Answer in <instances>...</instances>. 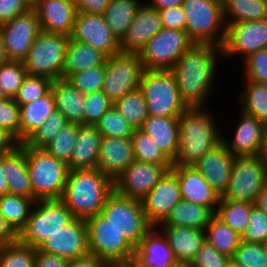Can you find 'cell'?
I'll return each mask as SVG.
<instances>
[{"instance_id": "obj_53", "label": "cell", "mask_w": 267, "mask_h": 267, "mask_svg": "<svg viewBox=\"0 0 267 267\" xmlns=\"http://www.w3.org/2000/svg\"><path fill=\"white\" fill-rule=\"evenodd\" d=\"M241 240L260 244L267 241V215L255 206L251 209L248 224L241 235Z\"/></svg>"}, {"instance_id": "obj_55", "label": "cell", "mask_w": 267, "mask_h": 267, "mask_svg": "<svg viewBox=\"0 0 267 267\" xmlns=\"http://www.w3.org/2000/svg\"><path fill=\"white\" fill-rule=\"evenodd\" d=\"M191 263L193 267H228L231 264L230 257L218 252L207 240Z\"/></svg>"}, {"instance_id": "obj_27", "label": "cell", "mask_w": 267, "mask_h": 267, "mask_svg": "<svg viewBox=\"0 0 267 267\" xmlns=\"http://www.w3.org/2000/svg\"><path fill=\"white\" fill-rule=\"evenodd\" d=\"M3 172L8 184V193L37 201L32 192L24 143H20L14 152L3 155Z\"/></svg>"}, {"instance_id": "obj_59", "label": "cell", "mask_w": 267, "mask_h": 267, "mask_svg": "<svg viewBox=\"0 0 267 267\" xmlns=\"http://www.w3.org/2000/svg\"><path fill=\"white\" fill-rule=\"evenodd\" d=\"M111 0H75L77 13L103 14Z\"/></svg>"}, {"instance_id": "obj_13", "label": "cell", "mask_w": 267, "mask_h": 267, "mask_svg": "<svg viewBox=\"0 0 267 267\" xmlns=\"http://www.w3.org/2000/svg\"><path fill=\"white\" fill-rule=\"evenodd\" d=\"M144 71L138 54L119 53L106 60L103 92L114 103L140 86Z\"/></svg>"}, {"instance_id": "obj_4", "label": "cell", "mask_w": 267, "mask_h": 267, "mask_svg": "<svg viewBox=\"0 0 267 267\" xmlns=\"http://www.w3.org/2000/svg\"><path fill=\"white\" fill-rule=\"evenodd\" d=\"M186 32L193 43L223 47L227 26L221 0H184Z\"/></svg>"}, {"instance_id": "obj_50", "label": "cell", "mask_w": 267, "mask_h": 267, "mask_svg": "<svg viewBox=\"0 0 267 267\" xmlns=\"http://www.w3.org/2000/svg\"><path fill=\"white\" fill-rule=\"evenodd\" d=\"M27 71L21 61H9L0 66V86L8 98H14Z\"/></svg>"}, {"instance_id": "obj_66", "label": "cell", "mask_w": 267, "mask_h": 267, "mask_svg": "<svg viewBox=\"0 0 267 267\" xmlns=\"http://www.w3.org/2000/svg\"><path fill=\"white\" fill-rule=\"evenodd\" d=\"M258 156L261 158V160L266 164L267 166V126L264 132V137L262 140V145L260 148V152Z\"/></svg>"}, {"instance_id": "obj_25", "label": "cell", "mask_w": 267, "mask_h": 267, "mask_svg": "<svg viewBox=\"0 0 267 267\" xmlns=\"http://www.w3.org/2000/svg\"><path fill=\"white\" fill-rule=\"evenodd\" d=\"M135 161L131 138L102 137L97 168L115 180Z\"/></svg>"}, {"instance_id": "obj_51", "label": "cell", "mask_w": 267, "mask_h": 267, "mask_svg": "<svg viewBox=\"0 0 267 267\" xmlns=\"http://www.w3.org/2000/svg\"><path fill=\"white\" fill-rule=\"evenodd\" d=\"M243 80H252L267 85V48L261 49L239 63ZM243 66V67H242Z\"/></svg>"}, {"instance_id": "obj_39", "label": "cell", "mask_w": 267, "mask_h": 267, "mask_svg": "<svg viewBox=\"0 0 267 267\" xmlns=\"http://www.w3.org/2000/svg\"><path fill=\"white\" fill-rule=\"evenodd\" d=\"M206 240L220 253L232 257L239 247L241 235L233 231L216 215L205 229Z\"/></svg>"}, {"instance_id": "obj_52", "label": "cell", "mask_w": 267, "mask_h": 267, "mask_svg": "<svg viewBox=\"0 0 267 267\" xmlns=\"http://www.w3.org/2000/svg\"><path fill=\"white\" fill-rule=\"evenodd\" d=\"M113 102L103 91H95L85 95L84 125H95Z\"/></svg>"}, {"instance_id": "obj_16", "label": "cell", "mask_w": 267, "mask_h": 267, "mask_svg": "<svg viewBox=\"0 0 267 267\" xmlns=\"http://www.w3.org/2000/svg\"><path fill=\"white\" fill-rule=\"evenodd\" d=\"M70 39L89 44L108 57L121 53L120 41L102 14L77 13Z\"/></svg>"}, {"instance_id": "obj_37", "label": "cell", "mask_w": 267, "mask_h": 267, "mask_svg": "<svg viewBox=\"0 0 267 267\" xmlns=\"http://www.w3.org/2000/svg\"><path fill=\"white\" fill-rule=\"evenodd\" d=\"M224 19L233 23L267 19V0H222Z\"/></svg>"}, {"instance_id": "obj_49", "label": "cell", "mask_w": 267, "mask_h": 267, "mask_svg": "<svg viewBox=\"0 0 267 267\" xmlns=\"http://www.w3.org/2000/svg\"><path fill=\"white\" fill-rule=\"evenodd\" d=\"M105 65L71 74L66 80L84 95L103 90Z\"/></svg>"}, {"instance_id": "obj_14", "label": "cell", "mask_w": 267, "mask_h": 267, "mask_svg": "<svg viewBox=\"0 0 267 267\" xmlns=\"http://www.w3.org/2000/svg\"><path fill=\"white\" fill-rule=\"evenodd\" d=\"M267 48V19L233 23L227 27L223 59L237 56L241 62L250 54Z\"/></svg>"}, {"instance_id": "obj_10", "label": "cell", "mask_w": 267, "mask_h": 267, "mask_svg": "<svg viewBox=\"0 0 267 267\" xmlns=\"http://www.w3.org/2000/svg\"><path fill=\"white\" fill-rule=\"evenodd\" d=\"M101 214L134 248L153 227L146 218L141 200L121 196L115 191L108 197Z\"/></svg>"}, {"instance_id": "obj_28", "label": "cell", "mask_w": 267, "mask_h": 267, "mask_svg": "<svg viewBox=\"0 0 267 267\" xmlns=\"http://www.w3.org/2000/svg\"><path fill=\"white\" fill-rule=\"evenodd\" d=\"M102 135L95 125H78V135L68 163L69 170L97 168Z\"/></svg>"}, {"instance_id": "obj_17", "label": "cell", "mask_w": 267, "mask_h": 267, "mask_svg": "<svg viewBox=\"0 0 267 267\" xmlns=\"http://www.w3.org/2000/svg\"><path fill=\"white\" fill-rule=\"evenodd\" d=\"M166 171L163 165L133 161L114 180V191L121 196L141 200Z\"/></svg>"}, {"instance_id": "obj_22", "label": "cell", "mask_w": 267, "mask_h": 267, "mask_svg": "<svg viewBox=\"0 0 267 267\" xmlns=\"http://www.w3.org/2000/svg\"><path fill=\"white\" fill-rule=\"evenodd\" d=\"M235 157L221 142L205 153L193 166L210 186L222 196L230 182Z\"/></svg>"}, {"instance_id": "obj_34", "label": "cell", "mask_w": 267, "mask_h": 267, "mask_svg": "<svg viewBox=\"0 0 267 267\" xmlns=\"http://www.w3.org/2000/svg\"><path fill=\"white\" fill-rule=\"evenodd\" d=\"M20 107V143H23L56 109L51 90L43 97Z\"/></svg>"}, {"instance_id": "obj_58", "label": "cell", "mask_w": 267, "mask_h": 267, "mask_svg": "<svg viewBox=\"0 0 267 267\" xmlns=\"http://www.w3.org/2000/svg\"><path fill=\"white\" fill-rule=\"evenodd\" d=\"M69 260L35 249L34 267H68Z\"/></svg>"}, {"instance_id": "obj_72", "label": "cell", "mask_w": 267, "mask_h": 267, "mask_svg": "<svg viewBox=\"0 0 267 267\" xmlns=\"http://www.w3.org/2000/svg\"><path fill=\"white\" fill-rule=\"evenodd\" d=\"M264 248H265V251H266V254H267V241L264 243Z\"/></svg>"}, {"instance_id": "obj_43", "label": "cell", "mask_w": 267, "mask_h": 267, "mask_svg": "<svg viewBox=\"0 0 267 267\" xmlns=\"http://www.w3.org/2000/svg\"><path fill=\"white\" fill-rule=\"evenodd\" d=\"M68 124L65 116L55 109L23 143L27 147L44 149Z\"/></svg>"}, {"instance_id": "obj_44", "label": "cell", "mask_w": 267, "mask_h": 267, "mask_svg": "<svg viewBox=\"0 0 267 267\" xmlns=\"http://www.w3.org/2000/svg\"><path fill=\"white\" fill-rule=\"evenodd\" d=\"M102 137L131 138L134 128L112 105L95 124Z\"/></svg>"}, {"instance_id": "obj_20", "label": "cell", "mask_w": 267, "mask_h": 267, "mask_svg": "<svg viewBox=\"0 0 267 267\" xmlns=\"http://www.w3.org/2000/svg\"><path fill=\"white\" fill-rule=\"evenodd\" d=\"M38 249L68 260L90 254L86 220L74 218L69 224L46 240Z\"/></svg>"}, {"instance_id": "obj_21", "label": "cell", "mask_w": 267, "mask_h": 267, "mask_svg": "<svg viewBox=\"0 0 267 267\" xmlns=\"http://www.w3.org/2000/svg\"><path fill=\"white\" fill-rule=\"evenodd\" d=\"M162 28L158 9L144 0L136 12L127 34L120 41L121 52L139 54L148 40Z\"/></svg>"}, {"instance_id": "obj_6", "label": "cell", "mask_w": 267, "mask_h": 267, "mask_svg": "<svg viewBox=\"0 0 267 267\" xmlns=\"http://www.w3.org/2000/svg\"><path fill=\"white\" fill-rule=\"evenodd\" d=\"M88 247L91 255L108 267H128L135 256V248L101 213L86 219Z\"/></svg>"}, {"instance_id": "obj_67", "label": "cell", "mask_w": 267, "mask_h": 267, "mask_svg": "<svg viewBox=\"0 0 267 267\" xmlns=\"http://www.w3.org/2000/svg\"><path fill=\"white\" fill-rule=\"evenodd\" d=\"M9 58L5 49V46L3 44L2 38L0 37V66L9 62Z\"/></svg>"}, {"instance_id": "obj_35", "label": "cell", "mask_w": 267, "mask_h": 267, "mask_svg": "<svg viewBox=\"0 0 267 267\" xmlns=\"http://www.w3.org/2000/svg\"><path fill=\"white\" fill-rule=\"evenodd\" d=\"M143 0H111L102 14L112 33L121 41L127 34Z\"/></svg>"}, {"instance_id": "obj_18", "label": "cell", "mask_w": 267, "mask_h": 267, "mask_svg": "<svg viewBox=\"0 0 267 267\" xmlns=\"http://www.w3.org/2000/svg\"><path fill=\"white\" fill-rule=\"evenodd\" d=\"M181 199V190L176 174L171 169L167 170L152 190L141 199L148 222L153 227H157Z\"/></svg>"}, {"instance_id": "obj_56", "label": "cell", "mask_w": 267, "mask_h": 267, "mask_svg": "<svg viewBox=\"0 0 267 267\" xmlns=\"http://www.w3.org/2000/svg\"><path fill=\"white\" fill-rule=\"evenodd\" d=\"M162 27L186 31V15L182 6H175L158 10Z\"/></svg>"}, {"instance_id": "obj_29", "label": "cell", "mask_w": 267, "mask_h": 267, "mask_svg": "<svg viewBox=\"0 0 267 267\" xmlns=\"http://www.w3.org/2000/svg\"><path fill=\"white\" fill-rule=\"evenodd\" d=\"M156 261L177 263L166 237L157 227H152L135 248L129 266H152Z\"/></svg>"}, {"instance_id": "obj_64", "label": "cell", "mask_w": 267, "mask_h": 267, "mask_svg": "<svg viewBox=\"0 0 267 267\" xmlns=\"http://www.w3.org/2000/svg\"><path fill=\"white\" fill-rule=\"evenodd\" d=\"M254 206L267 215V184L256 197Z\"/></svg>"}, {"instance_id": "obj_8", "label": "cell", "mask_w": 267, "mask_h": 267, "mask_svg": "<svg viewBox=\"0 0 267 267\" xmlns=\"http://www.w3.org/2000/svg\"><path fill=\"white\" fill-rule=\"evenodd\" d=\"M73 219L71 211L60 199L37 200L25 227L18 233V241L38 249Z\"/></svg>"}, {"instance_id": "obj_45", "label": "cell", "mask_w": 267, "mask_h": 267, "mask_svg": "<svg viewBox=\"0 0 267 267\" xmlns=\"http://www.w3.org/2000/svg\"><path fill=\"white\" fill-rule=\"evenodd\" d=\"M230 262L233 267H267L264 244L241 240Z\"/></svg>"}, {"instance_id": "obj_42", "label": "cell", "mask_w": 267, "mask_h": 267, "mask_svg": "<svg viewBox=\"0 0 267 267\" xmlns=\"http://www.w3.org/2000/svg\"><path fill=\"white\" fill-rule=\"evenodd\" d=\"M131 139L135 161L163 165L167 170L172 168L173 162L153 143L150 136L141 129L134 130Z\"/></svg>"}, {"instance_id": "obj_32", "label": "cell", "mask_w": 267, "mask_h": 267, "mask_svg": "<svg viewBox=\"0 0 267 267\" xmlns=\"http://www.w3.org/2000/svg\"><path fill=\"white\" fill-rule=\"evenodd\" d=\"M108 56L89 44L71 40L68 43L62 78L67 79L71 74L106 65Z\"/></svg>"}, {"instance_id": "obj_65", "label": "cell", "mask_w": 267, "mask_h": 267, "mask_svg": "<svg viewBox=\"0 0 267 267\" xmlns=\"http://www.w3.org/2000/svg\"><path fill=\"white\" fill-rule=\"evenodd\" d=\"M8 193V184L3 172V155H0V196Z\"/></svg>"}, {"instance_id": "obj_11", "label": "cell", "mask_w": 267, "mask_h": 267, "mask_svg": "<svg viewBox=\"0 0 267 267\" xmlns=\"http://www.w3.org/2000/svg\"><path fill=\"white\" fill-rule=\"evenodd\" d=\"M267 184V166L257 156H236L227 190L221 198L254 204Z\"/></svg>"}, {"instance_id": "obj_23", "label": "cell", "mask_w": 267, "mask_h": 267, "mask_svg": "<svg viewBox=\"0 0 267 267\" xmlns=\"http://www.w3.org/2000/svg\"><path fill=\"white\" fill-rule=\"evenodd\" d=\"M171 170L176 174L183 200L210 207L216 212L221 196L194 166H172Z\"/></svg>"}, {"instance_id": "obj_3", "label": "cell", "mask_w": 267, "mask_h": 267, "mask_svg": "<svg viewBox=\"0 0 267 267\" xmlns=\"http://www.w3.org/2000/svg\"><path fill=\"white\" fill-rule=\"evenodd\" d=\"M114 192V180L98 168L69 170L61 201L74 218L86 220L101 213Z\"/></svg>"}, {"instance_id": "obj_71", "label": "cell", "mask_w": 267, "mask_h": 267, "mask_svg": "<svg viewBox=\"0 0 267 267\" xmlns=\"http://www.w3.org/2000/svg\"><path fill=\"white\" fill-rule=\"evenodd\" d=\"M8 97L4 93L3 89L0 86V101L7 99Z\"/></svg>"}, {"instance_id": "obj_26", "label": "cell", "mask_w": 267, "mask_h": 267, "mask_svg": "<svg viewBox=\"0 0 267 267\" xmlns=\"http://www.w3.org/2000/svg\"><path fill=\"white\" fill-rule=\"evenodd\" d=\"M170 244L177 262L191 263L206 240L205 230L184 226L158 225Z\"/></svg>"}, {"instance_id": "obj_15", "label": "cell", "mask_w": 267, "mask_h": 267, "mask_svg": "<svg viewBox=\"0 0 267 267\" xmlns=\"http://www.w3.org/2000/svg\"><path fill=\"white\" fill-rule=\"evenodd\" d=\"M40 31V22L34 9L0 25V37L9 60L22 61Z\"/></svg>"}, {"instance_id": "obj_41", "label": "cell", "mask_w": 267, "mask_h": 267, "mask_svg": "<svg viewBox=\"0 0 267 267\" xmlns=\"http://www.w3.org/2000/svg\"><path fill=\"white\" fill-rule=\"evenodd\" d=\"M113 105L135 130L141 129L148 118L146 100L139 88L126 93Z\"/></svg>"}, {"instance_id": "obj_2", "label": "cell", "mask_w": 267, "mask_h": 267, "mask_svg": "<svg viewBox=\"0 0 267 267\" xmlns=\"http://www.w3.org/2000/svg\"><path fill=\"white\" fill-rule=\"evenodd\" d=\"M211 108H188L179 117L178 146L173 166H193L205 153L222 142L225 130L220 127L219 119H215L218 114Z\"/></svg>"}, {"instance_id": "obj_38", "label": "cell", "mask_w": 267, "mask_h": 267, "mask_svg": "<svg viewBox=\"0 0 267 267\" xmlns=\"http://www.w3.org/2000/svg\"><path fill=\"white\" fill-rule=\"evenodd\" d=\"M34 204L31 198L7 193L0 196V214L18 234L25 227Z\"/></svg>"}, {"instance_id": "obj_9", "label": "cell", "mask_w": 267, "mask_h": 267, "mask_svg": "<svg viewBox=\"0 0 267 267\" xmlns=\"http://www.w3.org/2000/svg\"><path fill=\"white\" fill-rule=\"evenodd\" d=\"M70 36L40 31L21 61L28 75L62 78Z\"/></svg>"}, {"instance_id": "obj_12", "label": "cell", "mask_w": 267, "mask_h": 267, "mask_svg": "<svg viewBox=\"0 0 267 267\" xmlns=\"http://www.w3.org/2000/svg\"><path fill=\"white\" fill-rule=\"evenodd\" d=\"M192 44L186 31L162 28L138 55L144 69L170 71Z\"/></svg>"}, {"instance_id": "obj_24", "label": "cell", "mask_w": 267, "mask_h": 267, "mask_svg": "<svg viewBox=\"0 0 267 267\" xmlns=\"http://www.w3.org/2000/svg\"><path fill=\"white\" fill-rule=\"evenodd\" d=\"M41 30L70 36L77 15L75 0H41L34 8Z\"/></svg>"}, {"instance_id": "obj_31", "label": "cell", "mask_w": 267, "mask_h": 267, "mask_svg": "<svg viewBox=\"0 0 267 267\" xmlns=\"http://www.w3.org/2000/svg\"><path fill=\"white\" fill-rule=\"evenodd\" d=\"M141 130L150 136L153 143H155L171 161L175 159L179 137V117L148 115Z\"/></svg>"}, {"instance_id": "obj_70", "label": "cell", "mask_w": 267, "mask_h": 267, "mask_svg": "<svg viewBox=\"0 0 267 267\" xmlns=\"http://www.w3.org/2000/svg\"><path fill=\"white\" fill-rule=\"evenodd\" d=\"M171 267H193L192 263H186V262H177L173 264Z\"/></svg>"}, {"instance_id": "obj_60", "label": "cell", "mask_w": 267, "mask_h": 267, "mask_svg": "<svg viewBox=\"0 0 267 267\" xmlns=\"http://www.w3.org/2000/svg\"><path fill=\"white\" fill-rule=\"evenodd\" d=\"M20 146V142L7 130L0 127V155L14 152Z\"/></svg>"}, {"instance_id": "obj_57", "label": "cell", "mask_w": 267, "mask_h": 267, "mask_svg": "<svg viewBox=\"0 0 267 267\" xmlns=\"http://www.w3.org/2000/svg\"><path fill=\"white\" fill-rule=\"evenodd\" d=\"M29 9L24 0H0V25L9 22Z\"/></svg>"}, {"instance_id": "obj_47", "label": "cell", "mask_w": 267, "mask_h": 267, "mask_svg": "<svg viewBox=\"0 0 267 267\" xmlns=\"http://www.w3.org/2000/svg\"><path fill=\"white\" fill-rule=\"evenodd\" d=\"M77 135L78 124L69 123L44 149L58 160L68 164L73 152Z\"/></svg>"}, {"instance_id": "obj_19", "label": "cell", "mask_w": 267, "mask_h": 267, "mask_svg": "<svg viewBox=\"0 0 267 267\" xmlns=\"http://www.w3.org/2000/svg\"><path fill=\"white\" fill-rule=\"evenodd\" d=\"M238 123L228 132L222 133V142L234 156H257L260 152L266 124L236 107ZM227 134V135H226ZM225 135V136H224Z\"/></svg>"}, {"instance_id": "obj_33", "label": "cell", "mask_w": 267, "mask_h": 267, "mask_svg": "<svg viewBox=\"0 0 267 267\" xmlns=\"http://www.w3.org/2000/svg\"><path fill=\"white\" fill-rule=\"evenodd\" d=\"M215 212L210 208L181 199L159 225L184 226L205 230Z\"/></svg>"}, {"instance_id": "obj_61", "label": "cell", "mask_w": 267, "mask_h": 267, "mask_svg": "<svg viewBox=\"0 0 267 267\" xmlns=\"http://www.w3.org/2000/svg\"><path fill=\"white\" fill-rule=\"evenodd\" d=\"M18 241V234L6 222L0 214V246L12 244Z\"/></svg>"}, {"instance_id": "obj_7", "label": "cell", "mask_w": 267, "mask_h": 267, "mask_svg": "<svg viewBox=\"0 0 267 267\" xmlns=\"http://www.w3.org/2000/svg\"><path fill=\"white\" fill-rule=\"evenodd\" d=\"M139 89L146 100L147 113L158 117H180L188 107L180 98L171 71L144 69Z\"/></svg>"}, {"instance_id": "obj_48", "label": "cell", "mask_w": 267, "mask_h": 267, "mask_svg": "<svg viewBox=\"0 0 267 267\" xmlns=\"http://www.w3.org/2000/svg\"><path fill=\"white\" fill-rule=\"evenodd\" d=\"M51 83L48 77L27 74L14 97L15 102L21 106L43 97L50 91Z\"/></svg>"}, {"instance_id": "obj_54", "label": "cell", "mask_w": 267, "mask_h": 267, "mask_svg": "<svg viewBox=\"0 0 267 267\" xmlns=\"http://www.w3.org/2000/svg\"><path fill=\"white\" fill-rule=\"evenodd\" d=\"M0 127L20 142V107L14 98L0 101Z\"/></svg>"}, {"instance_id": "obj_1", "label": "cell", "mask_w": 267, "mask_h": 267, "mask_svg": "<svg viewBox=\"0 0 267 267\" xmlns=\"http://www.w3.org/2000/svg\"><path fill=\"white\" fill-rule=\"evenodd\" d=\"M221 61L224 62L222 47L212 44L193 43L179 57L170 71L176 79L180 98L188 108L210 107L212 92L217 88L215 81L218 83L217 75L221 74L218 71L222 69Z\"/></svg>"}, {"instance_id": "obj_36", "label": "cell", "mask_w": 267, "mask_h": 267, "mask_svg": "<svg viewBox=\"0 0 267 267\" xmlns=\"http://www.w3.org/2000/svg\"><path fill=\"white\" fill-rule=\"evenodd\" d=\"M242 82L244 89L236 95L238 97L235 105L267 125V85L252 80Z\"/></svg>"}, {"instance_id": "obj_63", "label": "cell", "mask_w": 267, "mask_h": 267, "mask_svg": "<svg viewBox=\"0 0 267 267\" xmlns=\"http://www.w3.org/2000/svg\"><path fill=\"white\" fill-rule=\"evenodd\" d=\"M184 0H147L152 7L160 10L175 6H182Z\"/></svg>"}, {"instance_id": "obj_5", "label": "cell", "mask_w": 267, "mask_h": 267, "mask_svg": "<svg viewBox=\"0 0 267 267\" xmlns=\"http://www.w3.org/2000/svg\"><path fill=\"white\" fill-rule=\"evenodd\" d=\"M26 164L34 197L37 200L61 199L69 173L68 164L45 149L27 146Z\"/></svg>"}, {"instance_id": "obj_68", "label": "cell", "mask_w": 267, "mask_h": 267, "mask_svg": "<svg viewBox=\"0 0 267 267\" xmlns=\"http://www.w3.org/2000/svg\"><path fill=\"white\" fill-rule=\"evenodd\" d=\"M175 263H163L160 261H156L152 266H128V267H171Z\"/></svg>"}, {"instance_id": "obj_62", "label": "cell", "mask_w": 267, "mask_h": 267, "mask_svg": "<svg viewBox=\"0 0 267 267\" xmlns=\"http://www.w3.org/2000/svg\"><path fill=\"white\" fill-rule=\"evenodd\" d=\"M68 267H108L102 260L88 254L81 258L69 260Z\"/></svg>"}, {"instance_id": "obj_46", "label": "cell", "mask_w": 267, "mask_h": 267, "mask_svg": "<svg viewBox=\"0 0 267 267\" xmlns=\"http://www.w3.org/2000/svg\"><path fill=\"white\" fill-rule=\"evenodd\" d=\"M35 248L19 241L0 246V267H34Z\"/></svg>"}, {"instance_id": "obj_69", "label": "cell", "mask_w": 267, "mask_h": 267, "mask_svg": "<svg viewBox=\"0 0 267 267\" xmlns=\"http://www.w3.org/2000/svg\"><path fill=\"white\" fill-rule=\"evenodd\" d=\"M41 0H24L30 9H33Z\"/></svg>"}, {"instance_id": "obj_40", "label": "cell", "mask_w": 267, "mask_h": 267, "mask_svg": "<svg viewBox=\"0 0 267 267\" xmlns=\"http://www.w3.org/2000/svg\"><path fill=\"white\" fill-rule=\"evenodd\" d=\"M254 204L242 201L220 199L215 215L233 231L242 235L248 224L251 209Z\"/></svg>"}, {"instance_id": "obj_30", "label": "cell", "mask_w": 267, "mask_h": 267, "mask_svg": "<svg viewBox=\"0 0 267 267\" xmlns=\"http://www.w3.org/2000/svg\"><path fill=\"white\" fill-rule=\"evenodd\" d=\"M50 90L56 110L62 113L69 123L84 124L85 95L63 78L53 80Z\"/></svg>"}]
</instances>
